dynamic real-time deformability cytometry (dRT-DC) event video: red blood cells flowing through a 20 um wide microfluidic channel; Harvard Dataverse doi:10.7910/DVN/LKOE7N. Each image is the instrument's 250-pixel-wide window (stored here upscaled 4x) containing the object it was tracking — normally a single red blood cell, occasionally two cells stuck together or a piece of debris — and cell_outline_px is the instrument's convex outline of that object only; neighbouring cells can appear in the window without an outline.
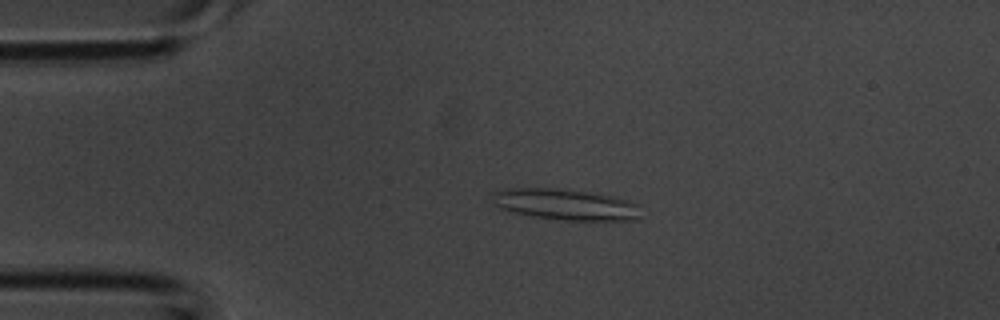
{"species": "common noctule bat (a hibernating species)", "species_latin": "Nyctalus noctula", "temperature_condition": "room temperature", "stored_images_in_passage": 2, "camera_frame_rate_fps": 3000, "um_per_image_px": 0.085, "animal": {"sex": "male", "body_mass_g": 20.1, "forearm_length_mm": 53.5}, "frame": {"image": 1, "passage_image": 1, "time_ms": 0.0, "image_size_px": [1000, 320], "cell_outline_px": [[640, 204], [636, 220], [564, 220], [536, 216], [516, 212], [500, 208], [496, 204], [496, 192], [504, 188], [556, 188], [600, 192], [628, 200]], "centroid_in_image_um": [48.17, 17.36], "position_along_channel_um": 36.8, "area_um2": 26.65}}